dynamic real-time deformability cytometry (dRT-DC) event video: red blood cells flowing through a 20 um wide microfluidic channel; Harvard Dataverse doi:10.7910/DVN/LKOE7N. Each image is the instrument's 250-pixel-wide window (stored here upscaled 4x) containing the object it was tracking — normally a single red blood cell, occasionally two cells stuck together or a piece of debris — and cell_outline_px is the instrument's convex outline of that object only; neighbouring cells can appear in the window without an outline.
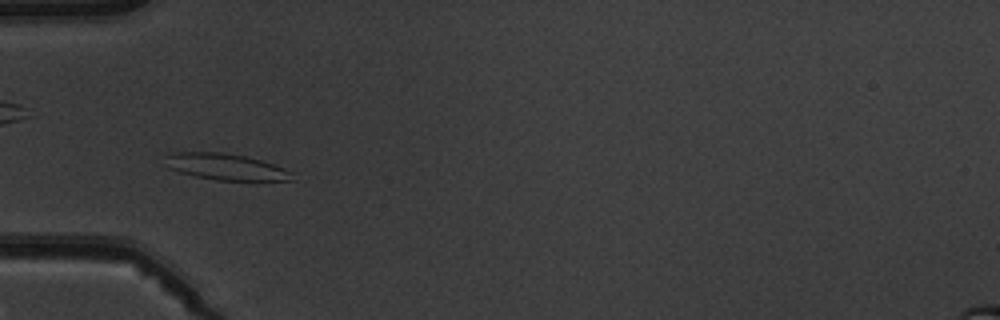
{"species": "common noctule bat (a hibernating species)", "species_latin": "Nyctalus noctula", "temperature_condition": "warm", "stored_images_in_passage": 4, "camera_frame_rate_fps": 3000, "um_per_image_px": 0.085, "animal": {"sex": "male", "body_mass_g": 19.5, "forearm_length_mm": 54.6}, "frame": {"image": 1, "passage_image": 3, "time_ms": 2.333, "image_size_px": [1000, 320], "cell_outline_px": [[296, 180], [216, 180], [196, 176], [180, 172], [168, 168], [164, 156], [172, 152], [220, 152], [244, 156], [260, 160], [284, 168], [292, 172]], "centroid_in_image_um": [19.17, 14.17], "position_along_channel_um": 65.8, "area_um2": 19.36}}
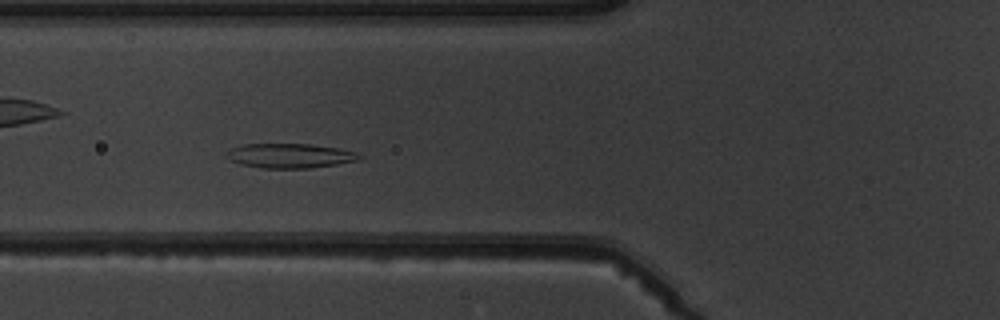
{"frame": {"image": 2, "passage_image": 4, "time_ms": 3.333, "image_size_px": [1000, 320], "cell_outline_px": [[364, 156], [360, 160], [336, 164], [308, 168], [260, 168], [240, 164], [228, 160], [224, 156], [224, 152], [240, 144], [308, 144], [336, 148], [356, 152]], "centroid_in_image_um": [24.58, 13.24], "position_along_channel_um": 101.2, "area_um2": 19.13}}